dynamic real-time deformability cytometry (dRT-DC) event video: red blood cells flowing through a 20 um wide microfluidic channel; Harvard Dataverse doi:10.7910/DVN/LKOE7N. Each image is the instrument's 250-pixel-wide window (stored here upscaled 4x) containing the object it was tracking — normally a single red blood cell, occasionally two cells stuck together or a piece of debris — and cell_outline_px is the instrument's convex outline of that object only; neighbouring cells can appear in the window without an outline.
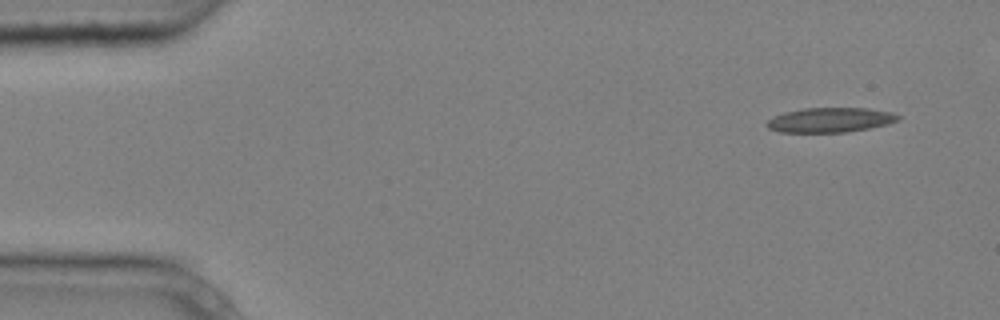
{"species": "common noctule bat (a hibernating species)", "species_latin": "Nyctalus noctula", "temperature_condition": "cold", "stored_images_in_passage": 4, "camera_frame_rate_fps": 3000, "um_per_image_px": 0.085, "animal": {"sex": "male", "body_mass_g": 20.4}, "frame": {"image": 1, "passage_image": 1, "time_ms": 0.0, "image_size_px": [1000, 320], "cell_outline_px": [[900, 120], [888, 124], [848, 132], [780, 132], [768, 128], [764, 124], [768, 120], [784, 112], [804, 108], [868, 108], [892, 112], [900, 116]], "centroid_in_image_um": [70.58, 10.19], "position_along_channel_um": 14.4, "area_um2": 18.9}}